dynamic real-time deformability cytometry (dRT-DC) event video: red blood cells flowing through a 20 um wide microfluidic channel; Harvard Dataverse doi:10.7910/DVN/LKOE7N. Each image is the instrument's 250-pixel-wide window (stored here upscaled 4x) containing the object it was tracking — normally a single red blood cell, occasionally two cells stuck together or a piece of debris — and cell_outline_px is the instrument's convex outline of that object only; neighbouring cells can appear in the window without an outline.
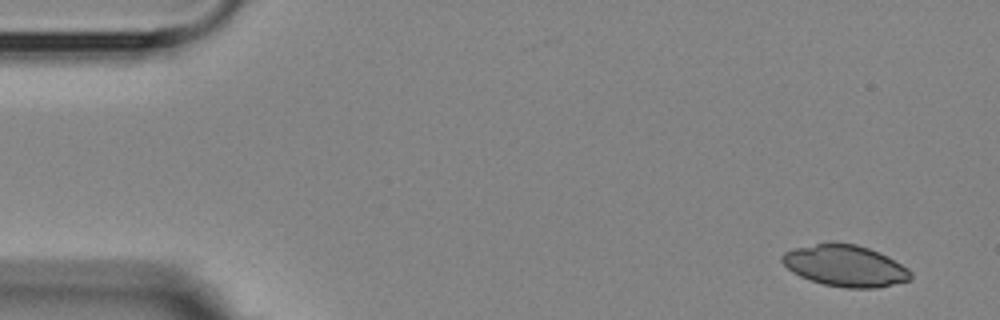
{"species": "Egyptian fruit bat (a non-hibernating species)", "species_latin": "Rousettus aegyptiacus", "temperature_condition": "room temperature", "stored_images_in_passage": 6, "camera_frame_rate_fps": 3000, "um_per_image_px": 0.085, "animal": {"sex": "female"}, "frame": {"image": 1, "passage_image": 1, "time_ms": 0.0, "image_size_px": [1000, 320], "cell_outline_px": [[912, 276], [908, 280], [876, 288], [844, 288], [824, 284], [800, 276], [792, 272], [780, 260], [780, 256], [784, 252], [796, 248], [832, 240], [836, 240], [856, 244], [868, 248], [908, 268], [912, 272]], "centroid_in_image_um": [71.79, 22.57], "position_along_channel_um": 13.2, "area_um2": 30.98}}
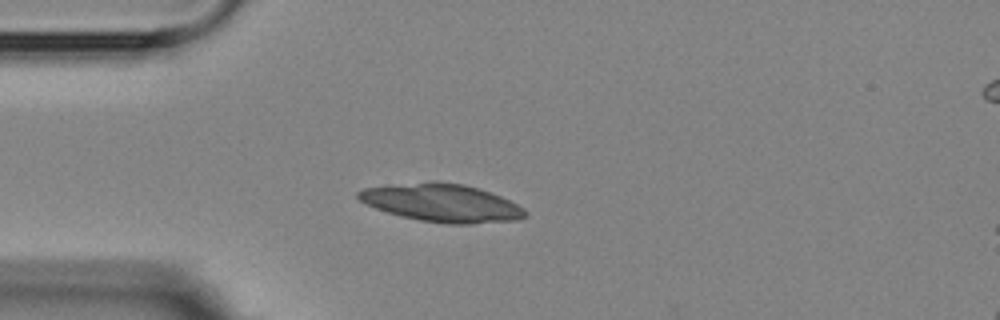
{"frame": {"image": 2, "passage_image": 4, "time_ms": 3.667, "image_size_px": [1000, 320], "cell_outline_px": [[528, 216], [520, 220], [472, 224], [448, 224], [420, 220], [400, 216], [376, 208], [360, 200], [356, 196], [356, 192], [364, 188], [432, 180], [436, 180], [464, 184], [480, 188], [500, 196], [524, 208], [528, 212]], "centroid_in_image_um": [37.6, 17.24], "position_along_channel_um": 47.4, "area_um2": 37.17}}